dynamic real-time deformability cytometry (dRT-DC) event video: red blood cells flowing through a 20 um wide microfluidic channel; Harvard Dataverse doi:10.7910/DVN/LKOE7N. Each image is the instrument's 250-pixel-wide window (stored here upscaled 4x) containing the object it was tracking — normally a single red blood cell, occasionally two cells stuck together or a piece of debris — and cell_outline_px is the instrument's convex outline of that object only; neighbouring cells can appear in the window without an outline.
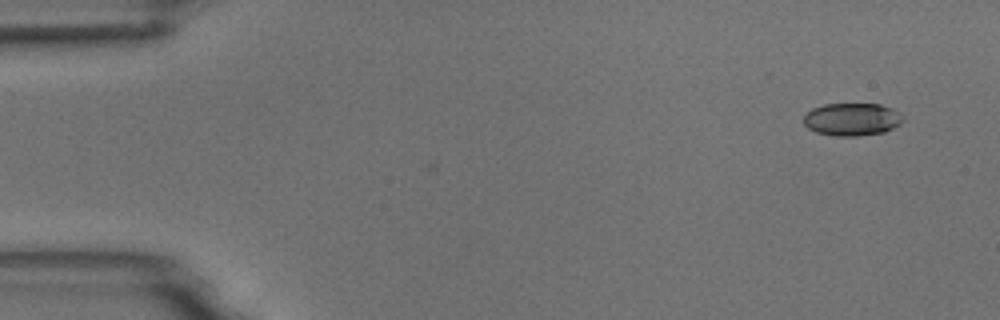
{"species": "common noctule bat (a hibernating species)", "species_latin": "Nyctalus noctula", "temperature_condition": "room temperature", "stored_images_in_passage": 49, "camera_frame_rate_fps": 3000, "um_per_image_px": 0.085, "animal": {"sex": "male", "body_mass_g": 18.8}, "frame": {"image": 1, "passage_image": 1, "time_ms": 0.0, "image_size_px": [1000, 320], "cell_outline_px": [[904, 120], [900, 124], [884, 132], [856, 136], [836, 136], [816, 132], [808, 128], [804, 124], [804, 116], [812, 108], [824, 104], [880, 104], [892, 108], [900, 112], [904, 116]], "centroid_in_image_um": [72.44, 10.14], "position_along_channel_um": 12.6, "area_um2": 19.02}}
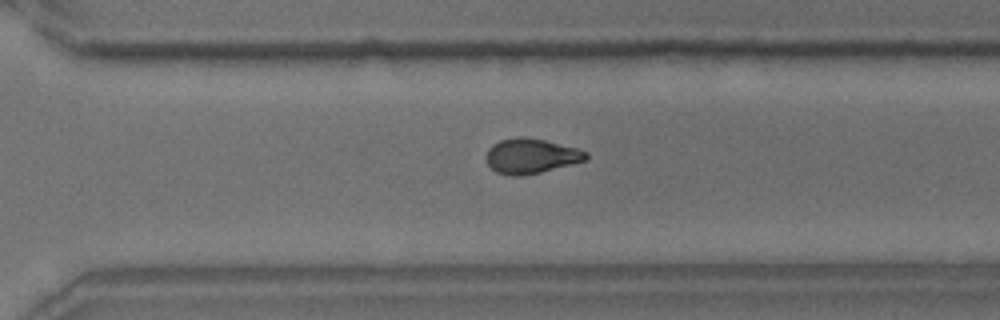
{"frame": {"image": 2, "passage_image": 36, "time_ms": 11.667, "image_size_px": [1000, 320], "cell_outline_px": [[588, 160], [540, 172], [516, 176], [508, 176], [496, 172], [484, 160], [484, 156], [488, 148], [492, 144], [500, 140], [516, 136], [524, 136], [544, 140], [576, 148], [588, 152]], "centroid_in_image_um": [45.09, 13.25], "position_along_channel_um": 325.5, "area_um2": 20.52}}
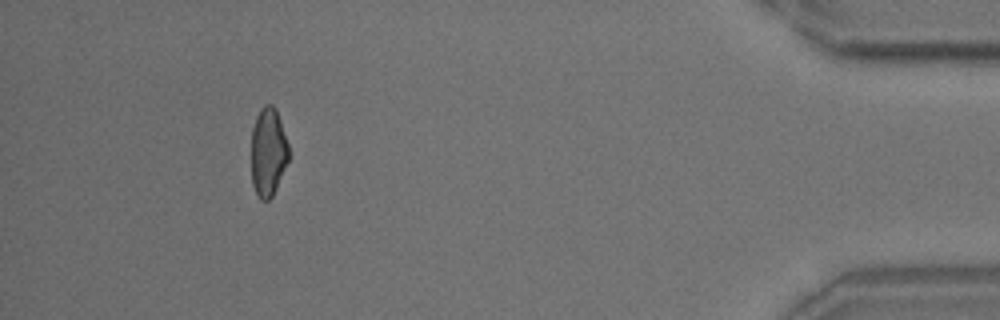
{"frame": {"image": 3, "passage_image": 48, "time_ms": 15.667, "image_size_px": [1000, 320], "cell_outline_px": [[288, 160], [276, 188], [272, 196], [268, 200], [260, 200], [252, 184], [252, 128], [256, 116], [260, 108], [264, 104], [272, 104], [276, 108], [288, 144]], "centroid_in_image_um": [22.78, 12.89], "position_along_channel_um": 412.4, "area_um2": 19.19}}